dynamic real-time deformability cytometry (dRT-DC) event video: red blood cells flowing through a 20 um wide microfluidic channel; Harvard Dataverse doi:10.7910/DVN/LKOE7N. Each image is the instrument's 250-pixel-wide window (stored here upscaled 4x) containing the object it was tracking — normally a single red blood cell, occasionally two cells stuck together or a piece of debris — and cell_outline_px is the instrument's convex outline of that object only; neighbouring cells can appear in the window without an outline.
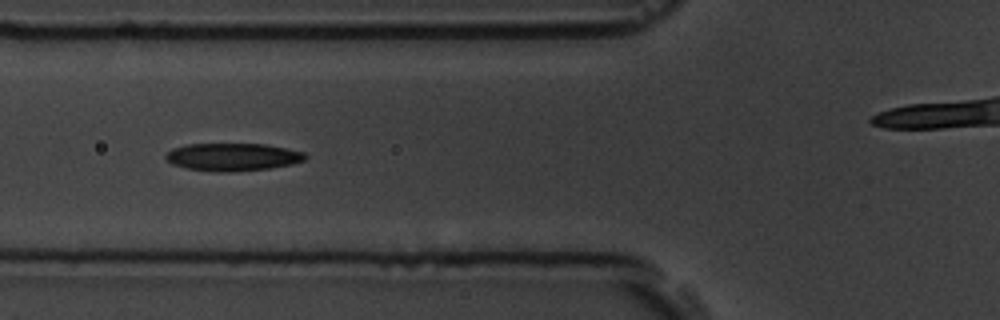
{"species": "common noctule bat (a hibernating species)", "species_latin": "Nyctalus noctula", "temperature_condition": "room temperature", "stored_images_in_passage": 10, "camera_frame_rate_fps": 3000, "um_per_image_px": 0.085, "animal": {"sex": "male", "body_mass_g": 19.5, "forearm_length_mm": 54.6}, "frame": {"image": 1, "passage_image": 6, "time_ms": 5.667, "image_size_px": [1000, 320], "cell_outline_px": [[308, 156], [304, 160], [292, 164], [268, 168], [232, 172], [220, 172], [188, 168], [172, 164], [164, 156], [172, 148], [188, 144], [264, 144], [304, 152]], "centroid_in_image_um": [19.78, 13.34], "position_along_channel_um": 106.0, "area_um2": 22.31}}
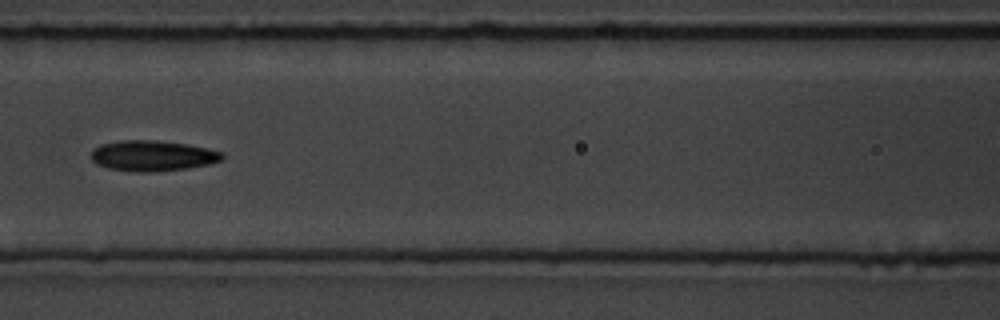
{"frame": {"image": 2, "passage_image": 7, "time_ms": 7.0, "image_size_px": [1000, 320], "cell_outline_px": [[224, 156], [220, 160], [208, 164], [188, 168], [152, 172], [140, 172], [108, 168], [96, 164], [92, 160], [92, 152], [100, 144], [120, 140], [156, 140], [184, 144], [224, 152]], "centroid_in_image_um": [12.95, 13.24], "position_along_channel_um": 153.7, "area_um2": 23.12}}